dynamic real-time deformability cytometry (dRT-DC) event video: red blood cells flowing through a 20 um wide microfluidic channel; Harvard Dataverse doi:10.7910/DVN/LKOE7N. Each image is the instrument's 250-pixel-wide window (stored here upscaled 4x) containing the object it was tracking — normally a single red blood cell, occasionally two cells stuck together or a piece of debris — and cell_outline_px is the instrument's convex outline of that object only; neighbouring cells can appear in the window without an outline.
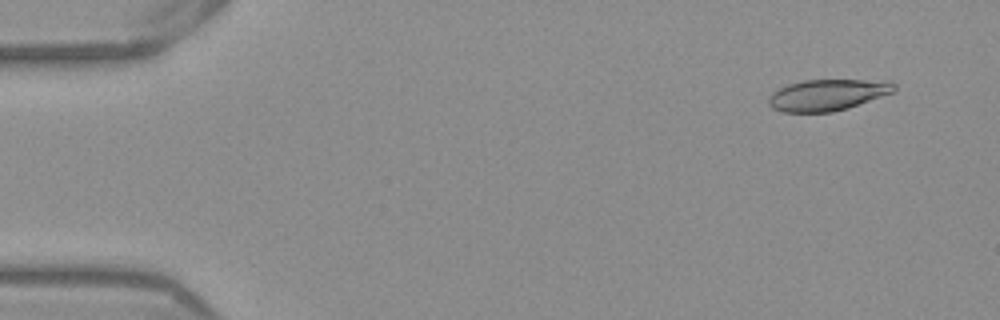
{"species": "Egyptian fruit bat (a non-hibernating species)", "species_latin": "Rousettus aegyptiacus", "temperature_condition": "warm", "stored_images_in_passage": 52, "camera_frame_rate_fps": 3000, "um_per_image_px": 0.085, "frame": {"image": 1, "passage_image": 4, "time_ms": 1.0, "image_size_px": [1000, 320], "cell_outline_px": [[896, 92], [848, 108], [832, 112], [784, 112], [772, 108], [768, 104], [768, 96], [772, 92], [788, 84], [804, 80], [888, 80], [896, 84]], "centroid_in_image_um": [70.37, 8.06], "position_along_channel_um": 14.6, "area_um2": 23.18}}
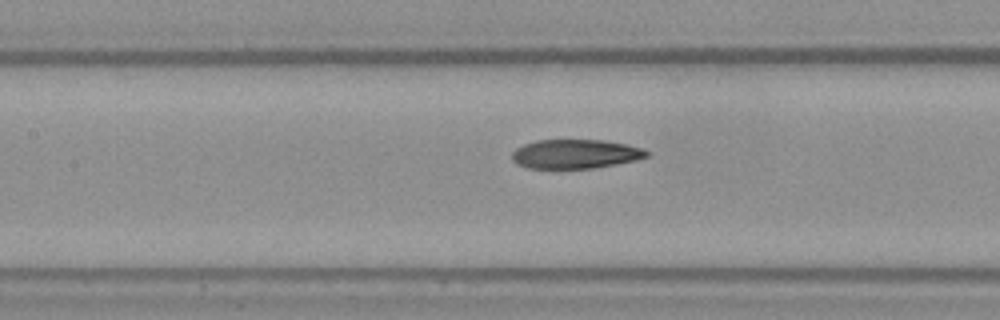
{"frame": {"image": 2, "passage_image": 24, "time_ms": 7.667, "image_size_px": [1000, 320], "cell_outline_px": [[648, 156], [636, 160], [616, 164], [592, 168], [528, 168], [516, 164], [512, 160], [512, 152], [516, 148], [524, 144], [536, 140], [604, 140], [628, 144], [640, 148], [648, 152]], "centroid_in_image_um": [48.88, 13.08], "position_along_channel_um": 158.5, "area_um2": 22.83}}
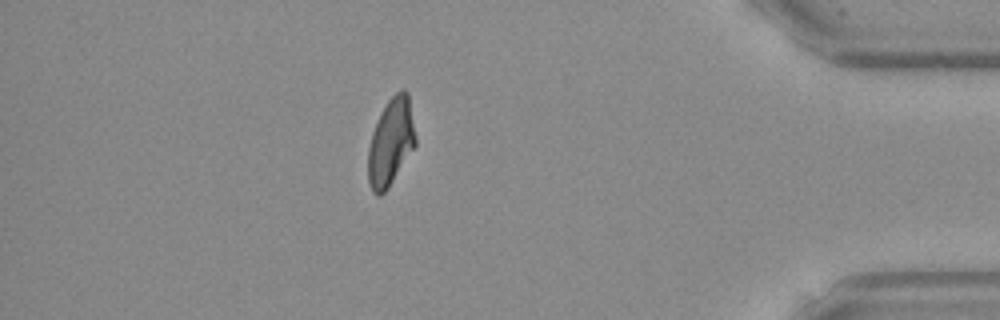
{"frame": {"image": 3, "passage_image": 46, "time_ms": 15.0, "image_size_px": [1000, 320], "cell_outline_px": [[416, 144], [388, 188], [380, 196], [376, 196], [372, 192], [368, 180], [368, 148], [372, 132], [388, 100], [400, 88], [404, 88], [408, 92], [416, 136]], "centroid_in_image_um": [33.22, 12.08], "position_along_channel_um": 402.0, "area_um2": 23.99}, "authors_computed_cell_mechanics": {"area_um2": 23.8425, "velocity_mm_per_s": 3.8824, "shape_relaxation_time_tau1_ms": null, "shape_relaxation_time_tau2_ms": 3.229, "deformation_change_tau1": null, "deformation_change_tau2": 0.1002}}